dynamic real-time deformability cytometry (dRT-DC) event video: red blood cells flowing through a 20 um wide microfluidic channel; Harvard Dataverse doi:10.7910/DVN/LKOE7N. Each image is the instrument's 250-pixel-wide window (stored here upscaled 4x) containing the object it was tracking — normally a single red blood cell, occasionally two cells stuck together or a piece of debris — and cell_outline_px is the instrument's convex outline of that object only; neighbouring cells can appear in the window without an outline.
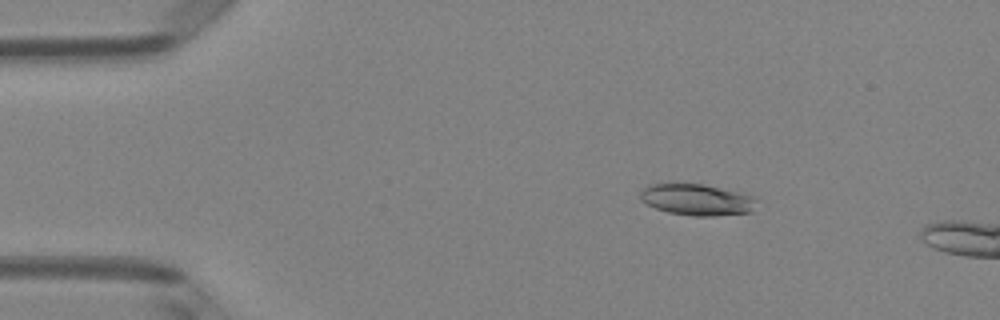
{"species": "Egyptian fruit bat (a non-hibernating species)", "species_latin": "Rousettus aegyptiacus", "temperature_condition": "room temperature", "stored_images_in_passage": 5, "camera_frame_rate_fps": 3000, "um_per_image_px": 0.085, "animal": {"sex": "female"}, "frame": {"image": 1, "passage_image": 3, "time_ms": 0.667, "image_size_px": [1000, 320], "cell_outline_px": [[756, 200], [752, 212], [712, 216], [692, 216], [668, 212], [656, 208], [640, 200], [640, 192], [648, 184], [704, 184], [744, 192], [752, 196]], "centroid_in_image_um": [59.25, 16.97], "position_along_channel_um": 25.7, "area_um2": 21.33}}